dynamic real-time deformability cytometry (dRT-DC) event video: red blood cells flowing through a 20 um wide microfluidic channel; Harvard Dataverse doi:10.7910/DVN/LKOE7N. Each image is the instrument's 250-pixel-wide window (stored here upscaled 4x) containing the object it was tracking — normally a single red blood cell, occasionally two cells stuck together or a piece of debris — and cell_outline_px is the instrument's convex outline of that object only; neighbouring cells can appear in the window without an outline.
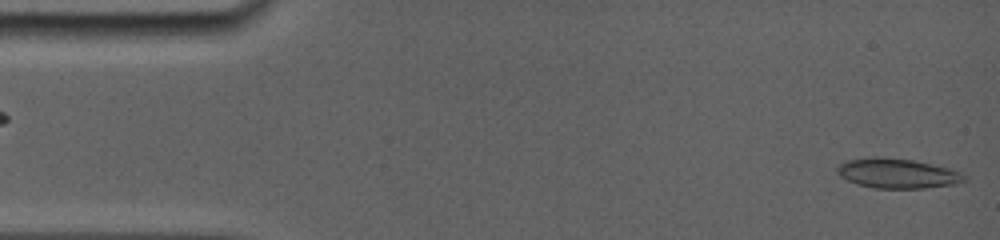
{"species": "common noctule bat (a hibernating species)", "species_latin": "Nyctalus noctula", "temperature_condition": "room temperature", "stored_images_in_passage": 4, "camera_frame_rate_fps": 5000, "um_per_image_px": 0.085, "animal": {"sex": "female", "body_mass_g": 19.0, "forearm_length_mm": 56.7}, "frame": {"image": 1, "passage_image": 1, "time_ms": 0.0, "image_size_px": [1000, 240], "cell_outline_px": [[968, 180], [956, 184], [924, 188], [872, 188], [848, 180], [840, 176], [836, 172], [836, 168], [840, 164], [848, 160], [876, 156], [916, 160], [948, 168], [960, 172], [968, 176]], "centroid_in_image_um": [76.32, 14.73], "position_along_channel_um": 8.7, "area_um2": 22.14}}